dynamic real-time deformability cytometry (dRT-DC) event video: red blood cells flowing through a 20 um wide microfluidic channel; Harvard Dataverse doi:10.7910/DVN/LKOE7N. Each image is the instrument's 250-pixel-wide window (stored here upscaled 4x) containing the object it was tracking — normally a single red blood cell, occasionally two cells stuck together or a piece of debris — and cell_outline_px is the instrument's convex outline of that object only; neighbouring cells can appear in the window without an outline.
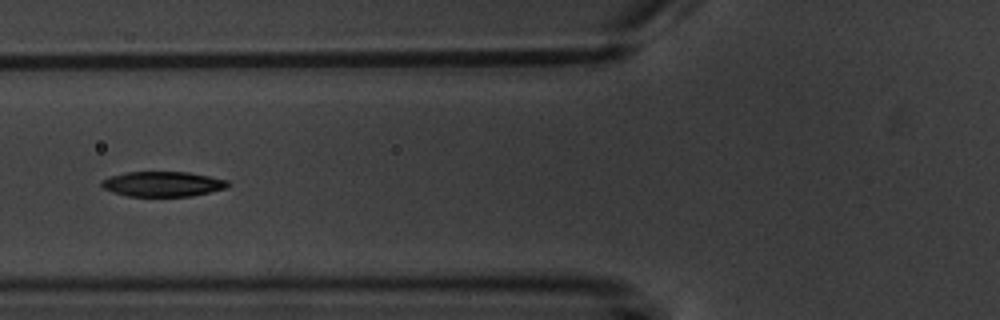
{"species": "common noctule bat (a hibernating species)", "species_latin": "Nyctalus noctula", "temperature_condition": "warm", "stored_images_in_passage": 10, "camera_frame_rate_fps": 3000, "um_per_image_px": 0.085, "animal": {"sex": "male", "body_mass_g": 20.1, "forearm_length_mm": 53.5}, "frame": {"image": 1, "passage_image": 5, "time_ms": 4.667, "image_size_px": [1000, 320], "cell_outline_px": [[232, 184], [228, 188], [192, 196], [128, 196], [112, 192], [104, 188], [100, 184], [100, 180], [108, 176], [128, 172], [188, 172], [228, 180]], "centroid_in_image_um": [13.84, 15.64], "position_along_channel_um": 112.0, "area_um2": 18.61}}
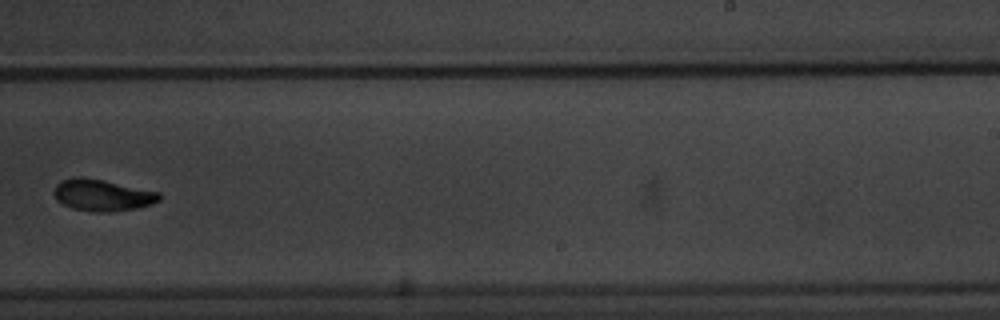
{"frame": {"image": 2, "passage_image": 9, "time_ms": 9.333, "image_size_px": [1000, 320], "cell_outline_px": [[160, 200], [152, 204], [136, 208], [108, 212], [96, 212], [72, 208], [56, 200], [52, 192], [56, 184], [60, 180], [72, 176], [84, 176], [160, 192]], "centroid_in_image_um": [8.65, 16.57], "position_along_channel_um": 280.4, "area_um2": 19.59}}